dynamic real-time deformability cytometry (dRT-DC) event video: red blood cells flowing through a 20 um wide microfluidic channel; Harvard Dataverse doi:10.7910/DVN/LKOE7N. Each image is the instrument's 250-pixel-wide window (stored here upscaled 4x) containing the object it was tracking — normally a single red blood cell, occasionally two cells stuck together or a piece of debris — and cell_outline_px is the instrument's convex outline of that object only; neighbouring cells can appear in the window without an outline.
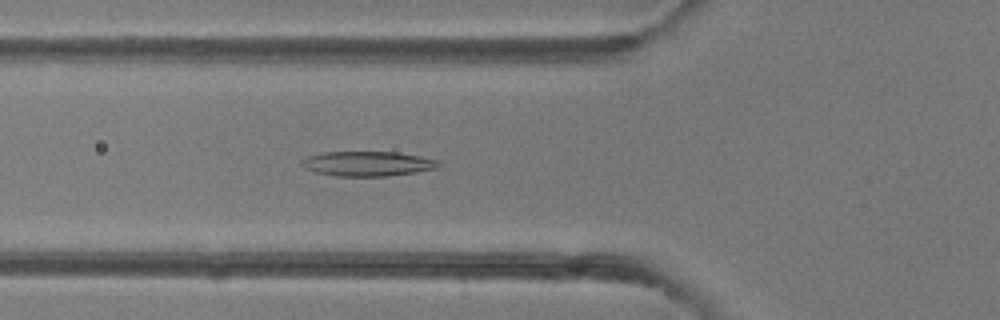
{"species": "common noctule bat (a hibernating species)", "species_latin": "Nyctalus noctula", "temperature_condition": "room temperature", "stored_images_in_passage": 37, "camera_frame_rate_fps": 3000, "um_per_image_px": 0.085, "animal": {"sex": "female"}, "frame": {"image": 1, "passage_image": 6, "time_ms": 1.667, "image_size_px": [1000, 320], "cell_outline_px": [[444, 164], [436, 168], [416, 172], [388, 176], [336, 176], [316, 172], [304, 168], [300, 164], [300, 160], [308, 156], [324, 152], [396, 152], [420, 156], [440, 160]], "centroid_in_image_um": [31.27, 13.91], "position_along_channel_um": 94.5, "area_um2": 19.94}}
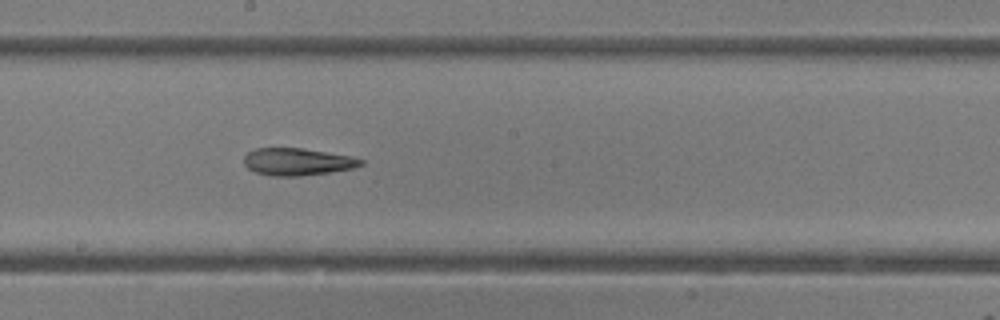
{"frame": {"image": 2, "passage_image": 15, "time_ms": 4.667, "image_size_px": [1000, 320], "cell_outline_px": [[364, 164], [352, 168], [328, 172], [300, 176], [272, 176], [256, 172], [248, 168], [244, 164], [244, 156], [248, 152], [256, 148], [304, 148], [352, 156], [364, 160]], "centroid_in_image_um": [25.28, 13.74], "position_along_channel_um": 222.9, "area_um2": 18.55}}
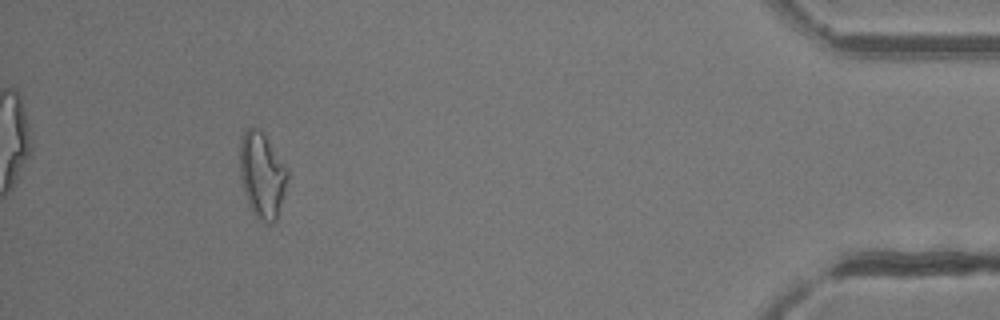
{"frame": {"image": 3, "passage_image": 33, "time_ms": 10.667, "image_size_px": [1000, 320], "cell_outline_px": [[288, 176], [284, 192], [276, 220], [272, 224], [268, 224], [260, 220], [252, 212], [248, 204], [244, 192], [240, 176], [240, 136], [252, 124], [260, 128], [288, 168]], "centroid_in_image_um": [22.26, 14.84], "position_along_channel_um": 412.9, "area_um2": 23.99}, "authors_computed_cell_mechanics": {"area_um2": 19.941, "velocity_mm_per_s": 4.2517, "shape_relaxation_time_tau1_ms": null, "shape_relaxation_time_tau2_ms": 10.6375, "deformation_change_tau1": null, "deformation_change_tau2": 0.2951}}